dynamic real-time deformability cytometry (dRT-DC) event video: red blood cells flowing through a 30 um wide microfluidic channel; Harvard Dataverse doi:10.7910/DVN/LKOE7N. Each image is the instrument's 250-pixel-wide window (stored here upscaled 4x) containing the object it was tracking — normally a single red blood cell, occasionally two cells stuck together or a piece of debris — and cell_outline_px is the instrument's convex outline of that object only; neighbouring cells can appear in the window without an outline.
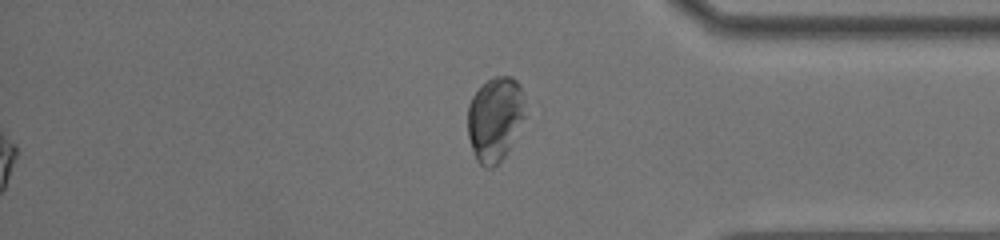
{"species": "common noctule bat (a hibernating species)", "species_latin": "Nyctalus noctula", "temperature_condition": "room temperature", "stored_images_in_passage": 53, "segment_of_instrument_passage": [2, 2], "camera_frame_rate_fps": 3000, "um_per_image_px": 0.085, "animal": {"sex": "female", "body_mass_g": 20.0, "forearm_length_mm": 54.0}, "frame": {"image": 1, "passage_image": 53, "time_ms": 17.333, "image_size_px": [1000, 240], "cell_outline_px": [[524, 116], [504, 156], [492, 168], [484, 168], [476, 160], [468, 136], [468, 104], [472, 96], [488, 80], [496, 76], [512, 76], [520, 84], [524, 104]], "centroid_in_image_um": [42.05, 10.1], "position_along_channel_um": 393.2, "area_um2": 27.74}}